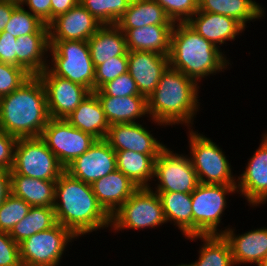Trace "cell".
I'll use <instances>...</instances> for the list:
<instances>
[{"mask_svg": "<svg viewBox=\"0 0 267 266\" xmlns=\"http://www.w3.org/2000/svg\"><path fill=\"white\" fill-rule=\"evenodd\" d=\"M198 10L231 17L245 29L247 23L266 17L265 8L255 0H198Z\"/></svg>", "mask_w": 267, "mask_h": 266, "instance_id": "cell-29", "label": "cell"}, {"mask_svg": "<svg viewBox=\"0 0 267 266\" xmlns=\"http://www.w3.org/2000/svg\"><path fill=\"white\" fill-rule=\"evenodd\" d=\"M243 172L237 175V194L244 197L250 207H259L267 202V132L262 134L259 147L255 150Z\"/></svg>", "mask_w": 267, "mask_h": 266, "instance_id": "cell-14", "label": "cell"}, {"mask_svg": "<svg viewBox=\"0 0 267 266\" xmlns=\"http://www.w3.org/2000/svg\"><path fill=\"white\" fill-rule=\"evenodd\" d=\"M225 52L187 23H175L171 33L169 66L194 80L199 86L202 80L219 74L231 66Z\"/></svg>", "mask_w": 267, "mask_h": 266, "instance_id": "cell-3", "label": "cell"}, {"mask_svg": "<svg viewBox=\"0 0 267 266\" xmlns=\"http://www.w3.org/2000/svg\"><path fill=\"white\" fill-rule=\"evenodd\" d=\"M103 209L112 216L139 188L118 169L91 184Z\"/></svg>", "mask_w": 267, "mask_h": 266, "instance_id": "cell-21", "label": "cell"}, {"mask_svg": "<svg viewBox=\"0 0 267 266\" xmlns=\"http://www.w3.org/2000/svg\"><path fill=\"white\" fill-rule=\"evenodd\" d=\"M79 2L101 25H116L128 9L131 0H79Z\"/></svg>", "mask_w": 267, "mask_h": 266, "instance_id": "cell-35", "label": "cell"}, {"mask_svg": "<svg viewBox=\"0 0 267 266\" xmlns=\"http://www.w3.org/2000/svg\"><path fill=\"white\" fill-rule=\"evenodd\" d=\"M115 155L117 169L127 176L137 187L152 186L155 159L159 154H142L125 150L116 151Z\"/></svg>", "mask_w": 267, "mask_h": 266, "instance_id": "cell-30", "label": "cell"}, {"mask_svg": "<svg viewBox=\"0 0 267 266\" xmlns=\"http://www.w3.org/2000/svg\"><path fill=\"white\" fill-rule=\"evenodd\" d=\"M65 171L40 137L18 138L10 172L35 179L57 181Z\"/></svg>", "mask_w": 267, "mask_h": 266, "instance_id": "cell-10", "label": "cell"}, {"mask_svg": "<svg viewBox=\"0 0 267 266\" xmlns=\"http://www.w3.org/2000/svg\"><path fill=\"white\" fill-rule=\"evenodd\" d=\"M100 90L107 96H144L139 93L135 80L127 72L104 84Z\"/></svg>", "mask_w": 267, "mask_h": 266, "instance_id": "cell-40", "label": "cell"}, {"mask_svg": "<svg viewBox=\"0 0 267 266\" xmlns=\"http://www.w3.org/2000/svg\"><path fill=\"white\" fill-rule=\"evenodd\" d=\"M128 72V57L115 56L95 68V91Z\"/></svg>", "mask_w": 267, "mask_h": 266, "instance_id": "cell-37", "label": "cell"}, {"mask_svg": "<svg viewBox=\"0 0 267 266\" xmlns=\"http://www.w3.org/2000/svg\"><path fill=\"white\" fill-rule=\"evenodd\" d=\"M154 179L150 188L155 192L192 193L199 185L189 156L167 146L155 159Z\"/></svg>", "mask_w": 267, "mask_h": 266, "instance_id": "cell-11", "label": "cell"}, {"mask_svg": "<svg viewBox=\"0 0 267 266\" xmlns=\"http://www.w3.org/2000/svg\"><path fill=\"white\" fill-rule=\"evenodd\" d=\"M174 23H186L197 11L198 0H154Z\"/></svg>", "mask_w": 267, "mask_h": 266, "instance_id": "cell-39", "label": "cell"}, {"mask_svg": "<svg viewBox=\"0 0 267 266\" xmlns=\"http://www.w3.org/2000/svg\"><path fill=\"white\" fill-rule=\"evenodd\" d=\"M174 25H149L129 29L126 33L127 51H151L169 56Z\"/></svg>", "mask_w": 267, "mask_h": 266, "instance_id": "cell-25", "label": "cell"}, {"mask_svg": "<svg viewBox=\"0 0 267 266\" xmlns=\"http://www.w3.org/2000/svg\"><path fill=\"white\" fill-rule=\"evenodd\" d=\"M42 81L50 118L66 119L91 93L86 87L54 75L48 68L37 75Z\"/></svg>", "mask_w": 267, "mask_h": 266, "instance_id": "cell-13", "label": "cell"}, {"mask_svg": "<svg viewBox=\"0 0 267 266\" xmlns=\"http://www.w3.org/2000/svg\"><path fill=\"white\" fill-rule=\"evenodd\" d=\"M200 87L179 70L168 66L156 89L147 98V120L161 128L180 124L192 128L200 110Z\"/></svg>", "mask_w": 267, "mask_h": 266, "instance_id": "cell-1", "label": "cell"}, {"mask_svg": "<svg viewBox=\"0 0 267 266\" xmlns=\"http://www.w3.org/2000/svg\"><path fill=\"white\" fill-rule=\"evenodd\" d=\"M18 138L0 130V169L11 171Z\"/></svg>", "mask_w": 267, "mask_h": 266, "instance_id": "cell-42", "label": "cell"}, {"mask_svg": "<svg viewBox=\"0 0 267 266\" xmlns=\"http://www.w3.org/2000/svg\"><path fill=\"white\" fill-rule=\"evenodd\" d=\"M11 2L22 4L24 0H10Z\"/></svg>", "mask_w": 267, "mask_h": 266, "instance_id": "cell-48", "label": "cell"}, {"mask_svg": "<svg viewBox=\"0 0 267 266\" xmlns=\"http://www.w3.org/2000/svg\"><path fill=\"white\" fill-rule=\"evenodd\" d=\"M47 68L59 77L69 79L95 91V68L87 41H49ZM51 60V62H50Z\"/></svg>", "mask_w": 267, "mask_h": 266, "instance_id": "cell-6", "label": "cell"}, {"mask_svg": "<svg viewBox=\"0 0 267 266\" xmlns=\"http://www.w3.org/2000/svg\"><path fill=\"white\" fill-rule=\"evenodd\" d=\"M76 239L79 238L70 229L57 223L19 244L21 263L23 266H58L65 251Z\"/></svg>", "mask_w": 267, "mask_h": 266, "instance_id": "cell-9", "label": "cell"}, {"mask_svg": "<svg viewBox=\"0 0 267 266\" xmlns=\"http://www.w3.org/2000/svg\"><path fill=\"white\" fill-rule=\"evenodd\" d=\"M116 169L115 151L105 139L96 140L86 152L65 167V171L70 176L88 184Z\"/></svg>", "mask_w": 267, "mask_h": 266, "instance_id": "cell-15", "label": "cell"}, {"mask_svg": "<svg viewBox=\"0 0 267 266\" xmlns=\"http://www.w3.org/2000/svg\"><path fill=\"white\" fill-rule=\"evenodd\" d=\"M102 25L79 2L49 24V41H88Z\"/></svg>", "mask_w": 267, "mask_h": 266, "instance_id": "cell-17", "label": "cell"}, {"mask_svg": "<svg viewBox=\"0 0 267 266\" xmlns=\"http://www.w3.org/2000/svg\"><path fill=\"white\" fill-rule=\"evenodd\" d=\"M128 73L139 93L148 98L156 89L161 75L169 66V56L151 51H128Z\"/></svg>", "mask_w": 267, "mask_h": 266, "instance_id": "cell-19", "label": "cell"}, {"mask_svg": "<svg viewBox=\"0 0 267 266\" xmlns=\"http://www.w3.org/2000/svg\"><path fill=\"white\" fill-rule=\"evenodd\" d=\"M93 92L102 105L109 125L137 123L141 118H149L145 96L113 97L105 95L100 89Z\"/></svg>", "mask_w": 267, "mask_h": 266, "instance_id": "cell-22", "label": "cell"}, {"mask_svg": "<svg viewBox=\"0 0 267 266\" xmlns=\"http://www.w3.org/2000/svg\"><path fill=\"white\" fill-rule=\"evenodd\" d=\"M18 5L19 4L11 2L10 0H0V33L5 30L13 10Z\"/></svg>", "mask_w": 267, "mask_h": 266, "instance_id": "cell-46", "label": "cell"}, {"mask_svg": "<svg viewBox=\"0 0 267 266\" xmlns=\"http://www.w3.org/2000/svg\"><path fill=\"white\" fill-rule=\"evenodd\" d=\"M238 193L236 185L199 183L191 193L193 236L222 235V216L229 205L226 196ZM228 205V206H227Z\"/></svg>", "mask_w": 267, "mask_h": 266, "instance_id": "cell-8", "label": "cell"}, {"mask_svg": "<svg viewBox=\"0 0 267 266\" xmlns=\"http://www.w3.org/2000/svg\"><path fill=\"white\" fill-rule=\"evenodd\" d=\"M96 68L115 56H128L126 36L116 25H102L87 41Z\"/></svg>", "mask_w": 267, "mask_h": 266, "instance_id": "cell-27", "label": "cell"}, {"mask_svg": "<svg viewBox=\"0 0 267 266\" xmlns=\"http://www.w3.org/2000/svg\"><path fill=\"white\" fill-rule=\"evenodd\" d=\"M11 188V172L9 170L0 169V206L11 194Z\"/></svg>", "mask_w": 267, "mask_h": 266, "instance_id": "cell-47", "label": "cell"}, {"mask_svg": "<svg viewBox=\"0 0 267 266\" xmlns=\"http://www.w3.org/2000/svg\"><path fill=\"white\" fill-rule=\"evenodd\" d=\"M56 181L35 179L11 172V193L31 207H54Z\"/></svg>", "mask_w": 267, "mask_h": 266, "instance_id": "cell-28", "label": "cell"}, {"mask_svg": "<svg viewBox=\"0 0 267 266\" xmlns=\"http://www.w3.org/2000/svg\"><path fill=\"white\" fill-rule=\"evenodd\" d=\"M30 77L24 68L0 62V98L18 89Z\"/></svg>", "mask_w": 267, "mask_h": 266, "instance_id": "cell-38", "label": "cell"}, {"mask_svg": "<svg viewBox=\"0 0 267 266\" xmlns=\"http://www.w3.org/2000/svg\"><path fill=\"white\" fill-rule=\"evenodd\" d=\"M0 266H23L19 244L6 232H0Z\"/></svg>", "mask_w": 267, "mask_h": 266, "instance_id": "cell-41", "label": "cell"}, {"mask_svg": "<svg viewBox=\"0 0 267 266\" xmlns=\"http://www.w3.org/2000/svg\"><path fill=\"white\" fill-rule=\"evenodd\" d=\"M258 266H267V261L263 262L262 264H260Z\"/></svg>", "mask_w": 267, "mask_h": 266, "instance_id": "cell-50", "label": "cell"}, {"mask_svg": "<svg viewBox=\"0 0 267 266\" xmlns=\"http://www.w3.org/2000/svg\"><path fill=\"white\" fill-rule=\"evenodd\" d=\"M166 224L160 197L150 187H139L111 216V231L154 229Z\"/></svg>", "mask_w": 267, "mask_h": 266, "instance_id": "cell-7", "label": "cell"}, {"mask_svg": "<svg viewBox=\"0 0 267 266\" xmlns=\"http://www.w3.org/2000/svg\"><path fill=\"white\" fill-rule=\"evenodd\" d=\"M145 123H120L109 125L105 140L116 151H133L142 154H160L167 146L153 136ZM145 126V127H144Z\"/></svg>", "mask_w": 267, "mask_h": 266, "instance_id": "cell-16", "label": "cell"}, {"mask_svg": "<svg viewBox=\"0 0 267 266\" xmlns=\"http://www.w3.org/2000/svg\"><path fill=\"white\" fill-rule=\"evenodd\" d=\"M21 5L46 25L51 22V0H24Z\"/></svg>", "mask_w": 267, "mask_h": 266, "instance_id": "cell-44", "label": "cell"}, {"mask_svg": "<svg viewBox=\"0 0 267 266\" xmlns=\"http://www.w3.org/2000/svg\"><path fill=\"white\" fill-rule=\"evenodd\" d=\"M17 38L8 32L0 33V62L17 66Z\"/></svg>", "mask_w": 267, "mask_h": 266, "instance_id": "cell-43", "label": "cell"}, {"mask_svg": "<svg viewBox=\"0 0 267 266\" xmlns=\"http://www.w3.org/2000/svg\"><path fill=\"white\" fill-rule=\"evenodd\" d=\"M172 266H174V265H172ZM175 266H189L187 263H180V264H177V265H175Z\"/></svg>", "mask_w": 267, "mask_h": 266, "instance_id": "cell-49", "label": "cell"}, {"mask_svg": "<svg viewBox=\"0 0 267 266\" xmlns=\"http://www.w3.org/2000/svg\"><path fill=\"white\" fill-rule=\"evenodd\" d=\"M31 206L12 193L0 206V232L10 233L12 228L29 212Z\"/></svg>", "mask_w": 267, "mask_h": 266, "instance_id": "cell-36", "label": "cell"}, {"mask_svg": "<svg viewBox=\"0 0 267 266\" xmlns=\"http://www.w3.org/2000/svg\"><path fill=\"white\" fill-rule=\"evenodd\" d=\"M79 3V0H51V21L66 13Z\"/></svg>", "mask_w": 267, "mask_h": 266, "instance_id": "cell-45", "label": "cell"}, {"mask_svg": "<svg viewBox=\"0 0 267 266\" xmlns=\"http://www.w3.org/2000/svg\"><path fill=\"white\" fill-rule=\"evenodd\" d=\"M164 9L154 0H131L116 26L125 34L129 29L149 25H174Z\"/></svg>", "mask_w": 267, "mask_h": 266, "instance_id": "cell-26", "label": "cell"}, {"mask_svg": "<svg viewBox=\"0 0 267 266\" xmlns=\"http://www.w3.org/2000/svg\"><path fill=\"white\" fill-rule=\"evenodd\" d=\"M57 224L53 207H31L28 214L18 222L9 235L20 244L30 236L48 230Z\"/></svg>", "mask_w": 267, "mask_h": 266, "instance_id": "cell-33", "label": "cell"}, {"mask_svg": "<svg viewBox=\"0 0 267 266\" xmlns=\"http://www.w3.org/2000/svg\"><path fill=\"white\" fill-rule=\"evenodd\" d=\"M40 138L64 167L86 152L97 140L73 127L67 120L53 118L48 120Z\"/></svg>", "mask_w": 267, "mask_h": 266, "instance_id": "cell-12", "label": "cell"}, {"mask_svg": "<svg viewBox=\"0 0 267 266\" xmlns=\"http://www.w3.org/2000/svg\"><path fill=\"white\" fill-rule=\"evenodd\" d=\"M26 9L19 4L13 10L4 31L15 38L26 34H49L48 25Z\"/></svg>", "mask_w": 267, "mask_h": 266, "instance_id": "cell-34", "label": "cell"}, {"mask_svg": "<svg viewBox=\"0 0 267 266\" xmlns=\"http://www.w3.org/2000/svg\"><path fill=\"white\" fill-rule=\"evenodd\" d=\"M193 128L188 129L189 158L199 183L236 185L231 162L217 143ZM199 132V133H198Z\"/></svg>", "mask_w": 267, "mask_h": 266, "instance_id": "cell-5", "label": "cell"}, {"mask_svg": "<svg viewBox=\"0 0 267 266\" xmlns=\"http://www.w3.org/2000/svg\"><path fill=\"white\" fill-rule=\"evenodd\" d=\"M53 208L57 223L78 238L111 228V216L98 202L91 184L73 178L66 171L56 181Z\"/></svg>", "mask_w": 267, "mask_h": 266, "instance_id": "cell-2", "label": "cell"}, {"mask_svg": "<svg viewBox=\"0 0 267 266\" xmlns=\"http://www.w3.org/2000/svg\"><path fill=\"white\" fill-rule=\"evenodd\" d=\"M65 120L97 140L105 139L109 130L102 105L94 92H91Z\"/></svg>", "mask_w": 267, "mask_h": 266, "instance_id": "cell-24", "label": "cell"}, {"mask_svg": "<svg viewBox=\"0 0 267 266\" xmlns=\"http://www.w3.org/2000/svg\"><path fill=\"white\" fill-rule=\"evenodd\" d=\"M17 66L31 76L43 72L49 60V34H26L17 37Z\"/></svg>", "mask_w": 267, "mask_h": 266, "instance_id": "cell-23", "label": "cell"}, {"mask_svg": "<svg viewBox=\"0 0 267 266\" xmlns=\"http://www.w3.org/2000/svg\"><path fill=\"white\" fill-rule=\"evenodd\" d=\"M235 227H224L223 237L229 243L234 265L256 264L267 261V227L238 233Z\"/></svg>", "mask_w": 267, "mask_h": 266, "instance_id": "cell-18", "label": "cell"}, {"mask_svg": "<svg viewBox=\"0 0 267 266\" xmlns=\"http://www.w3.org/2000/svg\"><path fill=\"white\" fill-rule=\"evenodd\" d=\"M186 23L221 50L223 44L235 41L245 31V28L231 17L199 10Z\"/></svg>", "mask_w": 267, "mask_h": 266, "instance_id": "cell-20", "label": "cell"}, {"mask_svg": "<svg viewBox=\"0 0 267 266\" xmlns=\"http://www.w3.org/2000/svg\"><path fill=\"white\" fill-rule=\"evenodd\" d=\"M49 119L45 88L37 75L0 98V130L10 135L40 137Z\"/></svg>", "mask_w": 267, "mask_h": 266, "instance_id": "cell-4", "label": "cell"}, {"mask_svg": "<svg viewBox=\"0 0 267 266\" xmlns=\"http://www.w3.org/2000/svg\"><path fill=\"white\" fill-rule=\"evenodd\" d=\"M166 223L177 227L185 238L193 236V214L191 193L157 192Z\"/></svg>", "mask_w": 267, "mask_h": 266, "instance_id": "cell-31", "label": "cell"}, {"mask_svg": "<svg viewBox=\"0 0 267 266\" xmlns=\"http://www.w3.org/2000/svg\"><path fill=\"white\" fill-rule=\"evenodd\" d=\"M185 239L191 242L200 239L198 259L189 266H235L231 249L223 235H195Z\"/></svg>", "mask_w": 267, "mask_h": 266, "instance_id": "cell-32", "label": "cell"}]
</instances>
